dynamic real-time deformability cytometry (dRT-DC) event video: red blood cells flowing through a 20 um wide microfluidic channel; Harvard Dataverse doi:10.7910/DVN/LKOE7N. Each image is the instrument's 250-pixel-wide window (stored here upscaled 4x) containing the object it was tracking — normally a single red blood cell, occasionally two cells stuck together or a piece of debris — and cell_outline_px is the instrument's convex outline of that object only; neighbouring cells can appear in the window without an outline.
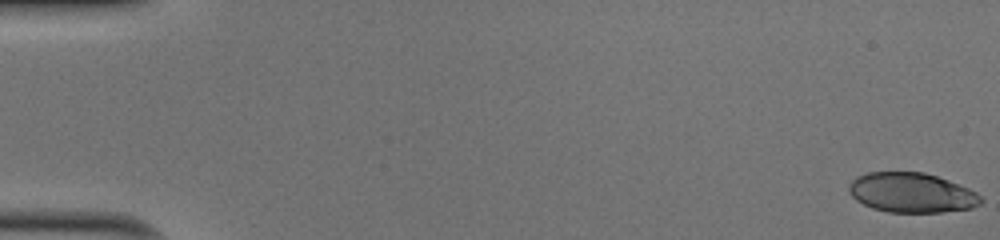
{"species": "human", "species_latin": "Homo sapiens", "temperature_condition": "cold", "stored_images_in_passage": 52, "camera_frame_rate_fps": 3000, "um_per_image_px": 0.085, "donor": {"sex": "male"}, "frame": {"image": 1, "passage_image": 1, "time_ms": 0.0, "image_size_px": [1000, 240], "cell_outline_px": [[984, 200], [980, 204], [972, 208], [940, 212], [888, 212], [872, 208], [856, 200], [848, 192], [848, 184], [856, 176], [868, 172], [924, 172], [948, 180], [968, 188], [976, 192]], "centroid_in_image_um": [77.46, 16.38], "position_along_channel_um": 7.5, "area_um2": 30.63}}
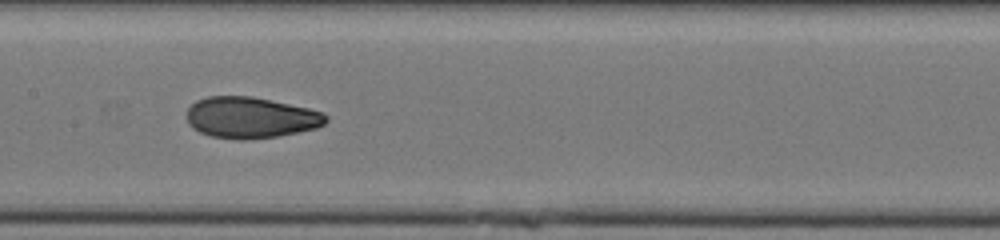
{"frame": {"image": 2, "passage_image": 27, "time_ms": 8.667, "image_size_px": [1000, 240], "cell_outline_px": [[328, 120], [324, 124], [316, 128], [276, 136], [244, 140], [236, 140], [212, 136], [200, 132], [192, 128], [188, 124], [188, 108], [196, 100], [208, 96], [252, 96], [308, 108], [324, 112], [328, 116]], "centroid_in_image_um": [21.3, 9.99], "position_along_channel_um": 186.1, "area_um2": 33.35}}
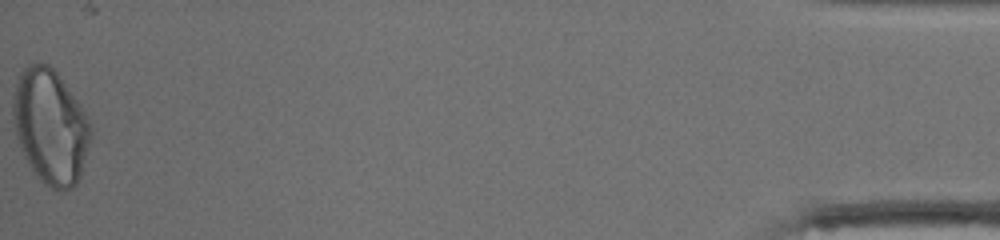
{"frame": {"image": 3, "passage_image": 52, "time_ms": 17.0, "image_size_px": [1000, 240], "cell_outline_px": [[92, 136], [80, 176], [76, 184], [72, 188], [56, 192], [44, 184], [36, 176], [28, 164], [20, 148], [16, 136], [12, 116], [12, 100], [16, 84], [20, 72], [28, 64], [48, 64], [56, 72], [80, 104], [92, 124]], "centroid_in_image_um": [4.28, 10.79], "position_along_channel_um": 430.9, "area_um2": 52.19}, "authors_computed_cell_mechanics": {"area_um2": 33.3795, "velocity_mm_per_s": 4.0455, "shape_relaxation_time_tau1_ms": 9.0003, "shape_relaxation_time_tau2_ms": 1.2137, "deformation_change_tau1": 0.2597, "deformation_change_tau2": 0.0639}}